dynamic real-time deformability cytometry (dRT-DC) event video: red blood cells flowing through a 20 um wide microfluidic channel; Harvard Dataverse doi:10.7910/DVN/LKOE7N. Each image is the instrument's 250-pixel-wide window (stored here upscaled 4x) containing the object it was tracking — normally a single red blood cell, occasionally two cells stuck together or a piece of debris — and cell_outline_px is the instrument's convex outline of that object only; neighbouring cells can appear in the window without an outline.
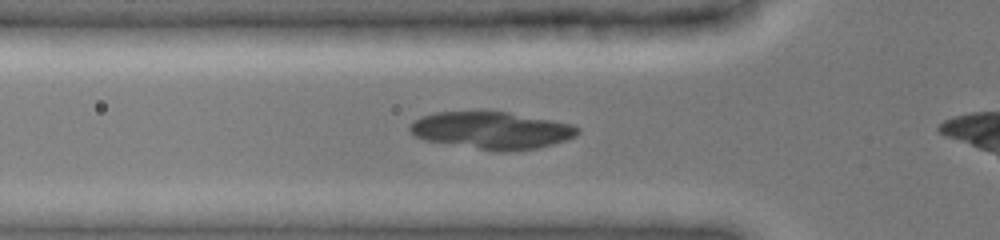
{"species": "common noctule bat (a hibernating species)", "species_latin": "Nyctalus noctula", "temperature_condition": "cold", "stored_images_in_passage": 29, "camera_frame_rate_fps": 3000, "um_per_image_px": 0.085, "animal": {"sex": "female", "body_mass_g": 19.0, "forearm_length_mm": 51.5}, "frame": {"image": 1, "passage_image": 3, "time_ms": 0.667, "image_size_px": [1000, 240], "cell_outline_px": [[580, 132], [576, 136], [552, 144], [536, 148], [504, 152], [496, 152], [424, 140], [416, 136], [408, 128], [412, 120], [420, 116], [432, 112], [480, 108], [484, 108], [508, 112], [552, 120], [572, 124], [580, 128]], "centroid_in_image_um": [41.72, 11.03], "position_along_channel_um": 84.1, "area_um2": 37.63}}
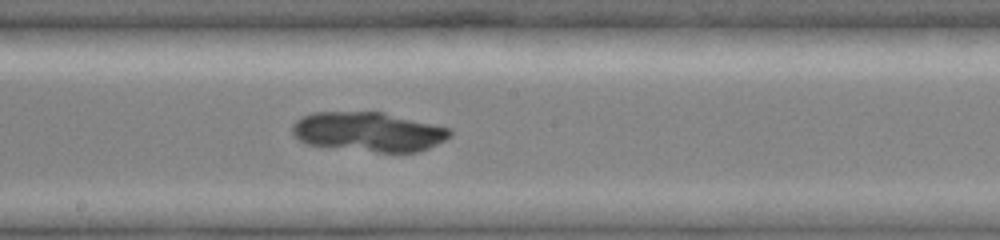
{"frame": {"image": 2, "passage_image": 13, "time_ms": 4.0, "image_size_px": [1000, 240], "cell_outline_px": [[452, 132], [444, 140], [420, 152], [376, 152], [308, 144], [300, 140], [292, 132], [292, 124], [296, 120], [312, 112], [384, 112], [448, 128]], "centroid_in_image_um": [31.3, 11.2], "position_along_channel_um": 216.9, "area_um2": 35.84}}
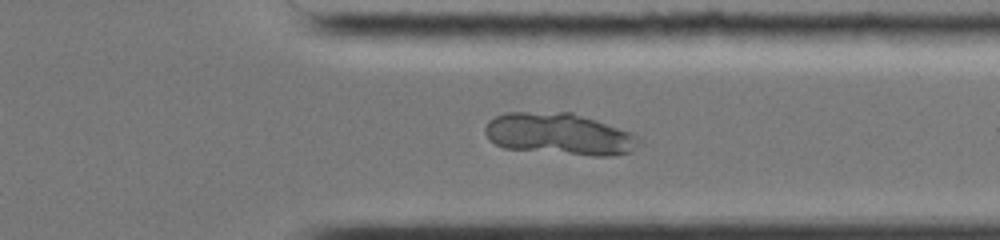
{"frame": {"image": 3, "passage_image": 24, "time_ms": 7.667, "image_size_px": [1000, 240], "cell_outline_px": [[640, 140], [628, 152], [616, 156], [592, 156], [504, 148], [488, 140], [484, 132], [484, 128], [488, 120], [496, 116], [508, 112], [572, 112], [632, 132], [640, 136]], "centroid_in_image_um": [47.51, 11.39], "position_along_channel_um": 363.9, "area_um2": 37.57}}